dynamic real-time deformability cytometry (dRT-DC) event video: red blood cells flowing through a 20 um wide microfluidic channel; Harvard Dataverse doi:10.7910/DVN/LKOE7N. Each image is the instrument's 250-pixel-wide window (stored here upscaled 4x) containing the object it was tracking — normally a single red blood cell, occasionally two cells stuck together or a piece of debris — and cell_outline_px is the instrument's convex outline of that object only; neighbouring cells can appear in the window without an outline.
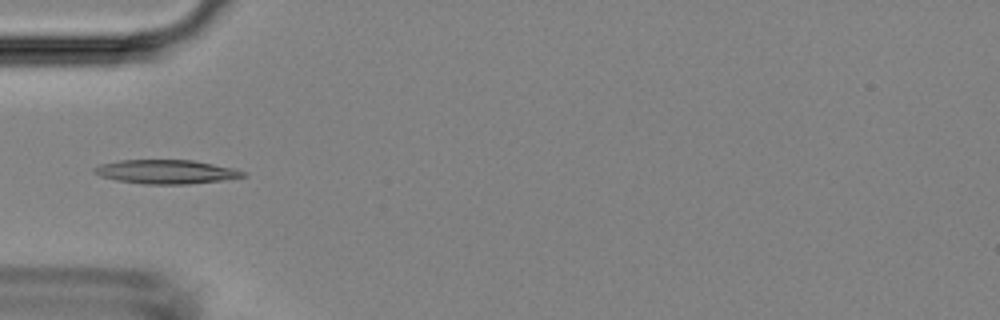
{"species": "Egyptian fruit bat (a non-hibernating species)", "species_latin": "Rousettus aegyptiacus", "temperature_condition": "room temperature", "stored_images_in_passage": 5, "camera_frame_rate_fps": 3000, "um_per_image_px": 0.085, "animal": {"sex": "female"}, "frame": {"image": 1, "passage_image": 4, "time_ms": 5.0, "image_size_px": [1000, 320], "cell_outline_px": [[248, 176], [220, 180], [188, 184], [144, 184], [116, 180], [100, 176], [92, 172], [92, 168], [100, 164], [120, 160], [192, 160], [236, 168], [244, 172]], "centroid_in_image_um": [14.1, 14.59], "position_along_channel_um": 70.9, "area_um2": 20.81}}